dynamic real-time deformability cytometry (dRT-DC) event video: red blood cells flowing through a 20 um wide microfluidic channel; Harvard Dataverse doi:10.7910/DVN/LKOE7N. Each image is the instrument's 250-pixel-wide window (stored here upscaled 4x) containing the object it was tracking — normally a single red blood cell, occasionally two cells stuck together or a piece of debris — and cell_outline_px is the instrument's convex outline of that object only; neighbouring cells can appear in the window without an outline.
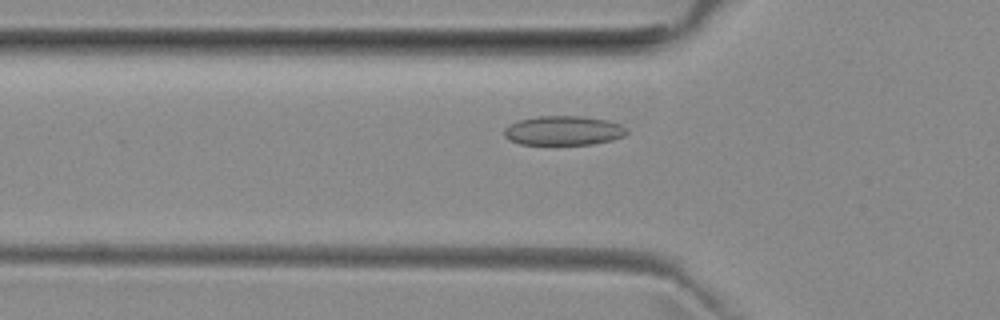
{"species": "common noctule bat (a hibernating species)", "species_latin": "Nyctalus noctula", "temperature_condition": "room temperature", "stored_images_in_passage": 44, "camera_frame_rate_fps": 3000, "um_per_image_px": 0.085, "animal": {"sex": "female", "body_mass_g": 29.2, "forearm_length_mm": 56.3}, "frame": {"image": 1, "passage_image": 15, "time_ms": 4.667, "image_size_px": [1000, 320], "cell_outline_px": [[628, 132], [624, 136], [612, 140], [592, 144], [520, 144], [508, 140], [504, 136], [504, 128], [508, 124], [520, 120], [536, 116], [580, 116], [608, 120], [620, 124], [628, 128]], "centroid_in_image_um": [47.89, 11.09], "position_along_channel_um": 77.9, "area_um2": 21.1}}
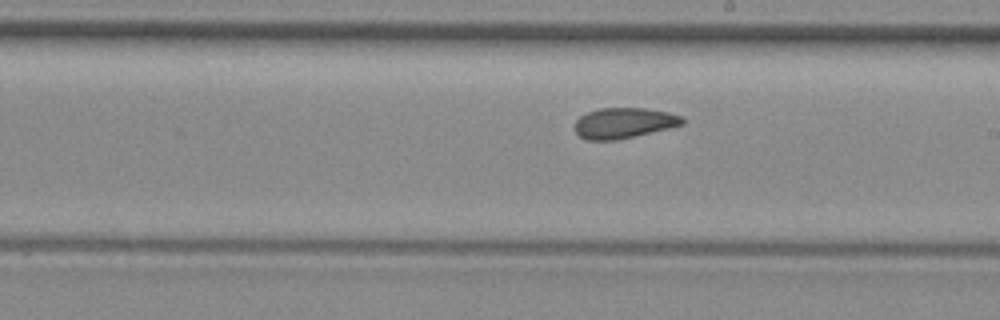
{"frame": {"image": 2, "passage_image": 27, "time_ms": 8.667, "image_size_px": [1000, 320], "cell_outline_px": [[684, 124], [668, 128], [616, 140], [588, 140], [580, 136], [576, 132], [576, 120], [580, 116], [588, 112], [600, 108], [648, 108], [668, 112], [680, 116], [684, 120]], "centroid_in_image_um": [53.03, 10.44], "position_along_channel_um": 236.0, "area_um2": 18.9}}
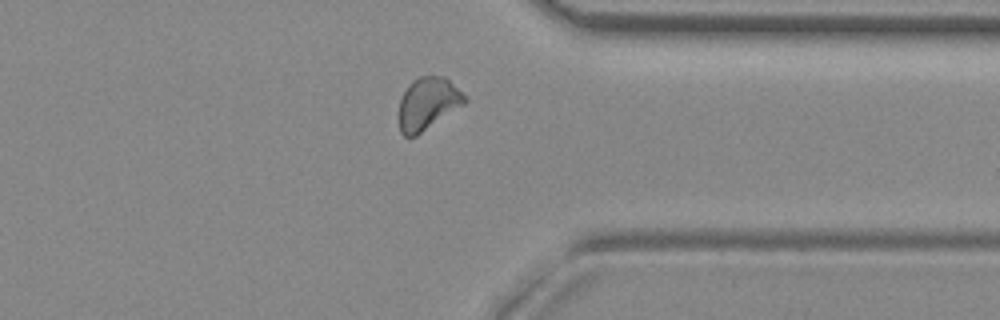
{"frame": {"image": 3, "passage_image": 38, "time_ms": 12.333, "image_size_px": [1000, 320], "cell_outline_px": [[468, 100], [464, 104], [416, 136], [404, 136], [400, 132], [400, 100], [408, 84], [412, 80], [420, 76], [444, 76]], "centroid_in_image_um": [36.34, 8.8], "position_along_channel_um": 375.1, "area_um2": 19.59}, "authors_computed_cell_mechanics": {"area_um2": 19.7387, "velocity_mm_per_s": 3.9397, "shape_relaxation_time_tau1_ms": 9.5413, "shape_relaxation_time_tau2_ms": 2.9157, "deformation_change_tau1": 0.1446, "deformation_change_tau2": 0.0733}}